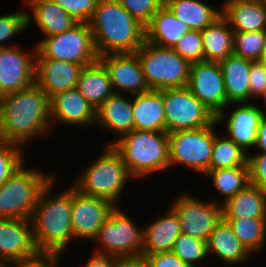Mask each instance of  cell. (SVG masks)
Instances as JSON below:
<instances>
[{"instance_id": "cell-41", "label": "cell", "mask_w": 266, "mask_h": 267, "mask_svg": "<svg viewBox=\"0 0 266 267\" xmlns=\"http://www.w3.org/2000/svg\"><path fill=\"white\" fill-rule=\"evenodd\" d=\"M60 5L78 23H89L99 0H51Z\"/></svg>"}, {"instance_id": "cell-35", "label": "cell", "mask_w": 266, "mask_h": 267, "mask_svg": "<svg viewBox=\"0 0 266 267\" xmlns=\"http://www.w3.org/2000/svg\"><path fill=\"white\" fill-rule=\"evenodd\" d=\"M246 249L252 253L263 247L266 233V218L224 219Z\"/></svg>"}, {"instance_id": "cell-47", "label": "cell", "mask_w": 266, "mask_h": 267, "mask_svg": "<svg viewBox=\"0 0 266 267\" xmlns=\"http://www.w3.org/2000/svg\"><path fill=\"white\" fill-rule=\"evenodd\" d=\"M120 260L109 253L96 251L84 267H115Z\"/></svg>"}, {"instance_id": "cell-43", "label": "cell", "mask_w": 266, "mask_h": 267, "mask_svg": "<svg viewBox=\"0 0 266 267\" xmlns=\"http://www.w3.org/2000/svg\"><path fill=\"white\" fill-rule=\"evenodd\" d=\"M250 183L266 193V153L248 156Z\"/></svg>"}, {"instance_id": "cell-12", "label": "cell", "mask_w": 266, "mask_h": 267, "mask_svg": "<svg viewBox=\"0 0 266 267\" xmlns=\"http://www.w3.org/2000/svg\"><path fill=\"white\" fill-rule=\"evenodd\" d=\"M187 88L216 116L217 123L223 120V108L230 103L227 101L224 78L218 62L192 63Z\"/></svg>"}, {"instance_id": "cell-31", "label": "cell", "mask_w": 266, "mask_h": 267, "mask_svg": "<svg viewBox=\"0 0 266 267\" xmlns=\"http://www.w3.org/2000/svg\"><path fill=\"white\" fill-rule=\"evenodd\" d=\"M164 5L190 30L202 31L222 15L199 0H164Z\"/></svg>"}, {"instance_id": "cell-49", "label": "cell", "mask_w": 266, "mask_h": 267, "mask_svg": "<svg viewBox=\"0 0 266 267\" xmlns=\"http://www.w3.org/2000/svg\"><path fill=\"white\" fill-rule=\"evenodd\" d=\"M115 267H144L139 260H122L117 263Z\"/></svg>"}, {"instance_id": "cell-20", "label": "cell", "mask_w": 266, "mask_h": 267, "mask_svg": "<svg viewBox=\"0 0 266 267\" xmlns=\"http://www.w3.org/2000/svg\"><path fill=\"white\" fill-rule=\"evenodd\" d=\"M253 61L234 54L218 62L224 78L227 101L233 105L250 99V68Z\"/></svg>"}, {"instance_id": "cell-1", "label": "cell", "mask_w": 266, "mask_h": 267, "mask_svg": "<svg viewBox=\"0 0 266 267\" xmlns=\"http://www.w3.org/2000/svg\"><path fill=\"white\" fill-rule=\"evenodd\" d=\"M49 118L50 99L35 83L5 94L0 107V140L23 145L36 134L50 130Z\"/></svg>"}, {"instance_id": "cell-9", "label": "cell", "mask_w": 266, "mask_h": 267, "mask_svg": "<svg viewBox=\"0 0 266 267\" xmlns=\"http://www.w3.org/2000/svg\"><path fill=\"white\" fill-rule=\"evenodd\" d=\"M216 124L215 120L203 128L168 133L169 165L186 164L203 174L209 171Z\"/></svg>"}, {"instance_id": "cell-16", "label": "cell", "mask_w": 266, "mask_h": 267, "mask_svg": "<svg viewBox=\"0 0 266 267\" xmlns=\"http://www.w3.org/2000/svg\"><path fill=\"white\" fill-rule=\"evenodd\" d=\"M34 83L51 99L58 93L76 88L81 71L91 64H77L35 58Z\"/></svg>"}, {"instance_id": "cell-18", "label": "cell", "mask_w": 266, "mask_h": 267, "mask_svg": "<svg viewBox=\"0 0 266 267\" xmlns=\"http://www.w3.org/2000/svg\"><path fill=\"white\" fill-rule=\"evenodd\" d=\"M36 251L30 219L0 218V262L5 267Z\"/></svg>"}, {"instance_id": "cell-48", "label": "cell", "mask_w": 266, "mask_h": 267, "mask_svg": "<svg viewBox=\"0 0 266 267\" xmlns=\"http://www.w3.org/2000/svg\"><path fill=\"white\" fill-rule=\"evenodd\" d=\"M255 146L266 153V115L260 120Z\"/></svg>"}, {"instance_id": "cell-51", "label": "cell", "mask_w": 266, "mask_h": 267, "mask_svg": "<svg viewBox=\"0 0 266 267\" xmlns=\"http://www.w3.org/2000/svg\"><path fill=\"white\" fill-rule=\"evenodd\" d=\"M4 97H5V94H4V92L0 88V107H1V103H2V101L4 99Z\"/></svg>"}, {"instance_id": "cell-29", "label": "cell", "mask_w": 266, "mask_h": 267, "mask_svg": "<svg viewBox=\"0 0 266 267\" xmlns=\"http://www.w3.org/2000/svg\"><path fill=\"white\" fill-rule=\"evenodd\" d=\"M214 251L225 264L241 263L251 254L223 218L210 234L207 253Z\"/></svg>"}, {"instance_id": "cell-8", "label": "cell", "mask_w": 266, "mask_h": 267, "mask_svg": "<svg viewBox=\"0 0 266 267\" xmlns=\"http://www.w3.org/2000/svg\"><path fill=\"white\" fill-rule=\"evenodd\" d=\"M35 58L94 64L99 56L89 23H77L70 30L46 37L36 45Z\"/></svg>"}, {"instance_id": "cell-34", "label": "cell", "mask_w": 266, "mask_h": 267, "mask_svg": "<svg viewBox=\"0 0 266 267\" xmlns=\"http://www.w3.org/2000/svg\"><path fill=\"white\" fill-rule=\"evenodd\" d=\"M207 174L212 176L214 187L225 196L222 203L250 184L249 166L209 170Z\"/></svg>"}, {"instance_id": "cell-14", "label": "cell", "mask_w": 266, "mask_h": 267, "mask_svg": "<svg viewBox=\"0 0 266 267\" xmlns=\"http://www.w3.org/2000/svg\"><path fill=\"white\" fill-rule=\"evenodd\" d=\"M72 187L71 226L74 238L94 239L117 205L107 199L80 193Z\"/></svg>"}, {"instance_id": "cell-23", "label": "cell", "mask_w": 266, "mask_h": 267, "mask_svg": "<svg viewBox=\"0 0 266 267\" xmlns=\"http://www.w3.org/2000/svg\"><path fill=\"white\" fill-rule=\"evenodd\" d=\"M266 115L260 107L243 104L229 115L226 123L228 138L245 151L255 146L260 120Z\"/></svg>"}, {"instance_id": "cell-40", "label": "cell", "mask_w": 266, "mask_h": 267, "mask_svg": "<svg viewBox=\"0 0 266 267\" xmlns=\"http://www.w3.org/2000/svg\"><path fill=\"white\" fill-rule=\"evenodd\" d=\"M135 19L146 26L164 0H117Z\"/></svg>"}, {"instance_id": "cell-5", "label": "cell", "mask_w": 266, "mask_h": 267, "mask_svg": "<svg viewBox=\"0 0 266 267\" xmlns=\"http://www.w3.org/2000/svg\"><path fill=\"white\" fill-rule=\"evenodd\" d=\"M54 179L23 164L0 186V218L31 219L43 189Z\"/></svg>"}, {"instance_id": "cell-17", "label": "cell", "mask_w": 266, "mask_h": 267, "mask_svg": "<svg viewBox=\"0 0 266 267\" xmlns=\"http://www.w3.org/2000/svg\"><path fill=\"white\" fill-rule=\"evenodd\" d=\"M99 61L106 68L113 89L126 90L133 96L150 91L136 53L105 54L99 56Z\"/></svg>"}, {"instance_id": "cell-30", "label": "cell", "mask_w": 266, "mask_h": 267, "mask_svg": "<svg viewBox=\"0 0 266 267\" xmlns=\"http://www.w3.org/2000/svg\"><path fill=\"white\" fill-rule=\"evenodd\" d=\"M221 16L201 31L204 61L220 62L233 54L234 30Z\"/></svg>"}, {"instance_id": "cell-46", "label": "cell", "mask_w": 266, "mask_h": 267, "mask_svg": "<svg viewBox=\"0 0 266 267\" xmlns=\"http://www.w3.org/2000/svg\"><path fill=\"white\" fill-rule=\"evenodd\" d=\"M250 97L259 96L266 90V67L258 61L251 63L250 74Z\"/></svg>"}, {"instance_id": "cell-42", "label": "cell", "mask_w": 266, "mask_h": 267, "mask_svg": "<svg viewBox=\"0 0 266 267\" xmlns=\"http://www.w3.org/2000/svg\"><path fill=\"white\" fill-rule=\"evenodd\" d=\"M31 23V17L26 12L3 15L0 17V42H4L24 30Z\"/></svg>"}, {"instance_id": "cell-13", "label": "cell", "mask_w": 266, "mask_h": 267, "mask_svg": "<svg viewBox=\"0 0 266 267\" xmlns=\"http://www.w3.org/2000/svg\"><path fill=\"white\" fill-rule=\"evenodd\" d=\"M222 203H203L188 195H181L171 206L180 222L181 233L208 241L210 234L222 220Z\"/></svg>"}, {"instance_id": "cell-33", "label": "cell", "mask_w": 266, "mask_h": 267, "mask_svg": "<svg viewBox=\"0 0 266 267\" xmlns=\"http://www.w3.org/2000/svg\"><path fill=\"white\" fill-rule=\"evenodd\" d=\"M248 166L246 151L230 138H220L214 132L210 170Z\"/></svg>"}, {"instance_id": "cell-11", "label": "cell", "mask_w": 266, "mask_h": 267, "mask_svg": "<svg viewBox=\"0 0 266 267\" xmlns=\"http://www.w3.org/2000/svg\"><path fill=\"white\" fill-rule=\"evenodd\" d=\"M165 132L190 130L211 125L216 116L187 87L163 90Z\"/></svg>"}, {"instance_id": "cell-15", "label": "cell", "mask_w": 266, "mask_h": 267, "mask_svg": "<svg viewBox=\"0 0 266 267\" xmlns=\"http://www.w3.org/2000/svg\"><path fill=\"white\" fill-rule=\"evenodd\" d=\"M34 54L17 47L0 45V88L4 94L26 89L34 84L36 46ZM33 57V58H32Z\"/></svg>"}, {"instance_id": "cell-4", "label": "cell", "mask_w": 266, "mask_h": 267, "mask_svg": "<svg viewBox=\"0 0 266 267\" xmlns=\"http://www.w3.org/2000/svg\"><path fill=\"white\" fill-rule=\"evenodd\" d=\"M133 177L168 168V133L133 130L111 142Z\"/></svg>"}, {"instance_id": "cell-2", "label": "cell", "mask_w": 266, "mask_h": 267, "mask_svg": "<svg viewBox=\"0 0 266 267\" xmlns=\"http://www.w3.org/2000/svg\"><path fill=\"white\" fill-rule=\"evenodd\" d=\"M89 25L98 56L136 53L145 42V26L117 0H99Z\"/></svg>"}, {"instance_id": "cell-44", "label": "cell", "mask_w": 266, "mask_h": 267, "mask_svg": "<svg viewBox=\"0 0 266 267\" xmlns=\"http://www.w3.org/2000/svg\"><path fill=\"white\" fill-rule=\"evenodd\" d=\"M59 255L52 251L37 250L30 256L16 260L13 264H17V267H55Z\"/></svg>"}, {"instance_id": "cell-28", "label": "cell", "mask_w": 266, "mask_h": 267, "mask_svg": "<svg viewBox=\"0 0 266 267\" xmlns=\"http://www.w3.org/2000/svg\"><path fill=\"white\" fill-rule=\"evenodd\" d=\"M96 122L111 129L120 137L133 131L132 102L119 93L113 94L96 110Z\"/></svg>"}, {"instance_id": "cell-37", "label": "cell", "mask_w": 266, "mask_h": 267, "mask_svg": "<svg viewBox=\"0 0 266 267\" xmlns=\"http://www.w3.org/2000/svg\"><path fill=\"white\" fill-rule=\"evenodd\" d=\"M172 251L188 266H195L196 261L206 258L207 242L181 233L174 243ZM194 263V264H193Z\"/></svg>"}, {"instance_id": "cell-53", "label": "cell", "mask_w": 266, "mask_h": 267, "mask_svg": "<svg viewBox=\"0 0 266 267\" xmlns=\"http://www.w3.org/2000/svg\"><path fill=\"white\" fill-rule=\"evenodd\" d=\"M260 2L266 8V0H260Z\"/></svg>"}, {"instance_id": "cell-36", "label": "cell", "mask_w": 266, "mask_h": 267, "mask_svg": "<svg viewBox=\"0 0 266 267\" xmlns=\"http://www.w3.org/2000/svg\"><path fill=\"white\" fill-rule=\"evenodd\" d=\"M266 42V30L234 32L233 54L257 61Z\"/></svg>"}, {"instance_id": "cell-39", "label": "cell", "mask_w": 266, "mask_h": 267, "mask_svg": "<svg viewBox=\"0 0 266 267\" xmlns=\"http://www.w3.org/2000/svg\"><path fill=\"white\" fill-rule=\"evenodd\" d=\"M20 145L0 140V186L23 164Z\"/></svg>"}, {"instance_id": "cell-27", "label": "cell", "mask_w": 266, "mask_h": 267, "mask_svg": "<svg viewBox=\"0 0 266 267\" xmlns=\"http://www.w3.org/2000/svg\"><path fill=\"white\" fill-rule=\"evenodd\" d=\"M222 216L223 219L266 218V193L250 183L222 204Z\"/></svg>"}, {"instance_id": "cell-6", "label": "cell", "mask_w": 266, "mask_h": 267, "mask_svg": "<svg viewBox=\"0 0 266 267\" xmlns=\"http://www.w3.org/2000/svg\"><path fill=\"white\" fill-rule=\"evenodd\" d=\"M136 54L150 90L187 87L192 64L173 49L145 41Z\"/></svg>"}, {"instance_id": "cell-19", "label": "cell", "mask_w": 266, "mask_h": 267, "mask_svg": "<svg viewBox=\"0 0 266 267\" xmlns=\"http://www.w3.org/2000/svg\"><path fill=\"white\" fill-rule=\"evenodd\" d=\"M50 117L75 125L96 123V110L74 88L50 99Z\"/></svg>"}, {"instance_id": "cell-25", "label": "cell", "mask_w": 266, "mask_h": 267, "mask_svg": "<svg viewBox=\"0 0 266 267\" xmlns=\"http://www.w3.org/2000/svg\"><path fill=\"white\" fill-rule=\"evenodd\" d=\"M180 234L179 219L171 209L163 218L155 220L143 229L142 256L172 251Z\"/></svg>"}, {"instance_id": "cell-45", "label": "cell", "mask_w": 266, "mask_h": 267, "mask_svg": "<svg viewBox=\"0 0 266 267\" xmlns=\"http://www.w3.org/2000/svg\"><path fill=\"white\" fill-rule=\"evenodd\" d=\"M144 267H190L173 251L145 255L140 258Z\"/></svg>"}, {"instance_id": "cell-3", "label": "cell", "mask_w": 266, "mask_h": 267, "mask_svg": "<svg viewBox=\"0 0 266 267\" xmlns=\"http://www.w3.org/2000/svg\"><path fill=\"white\" fill-rule=\"evenodd\" d=\"M52 183L54 179L43 189L30 220L37 250L60 254L74 238L71 226L72 188L55 198L49 197Z\"/></svg>"}, {"instance_id": "cell-7", "label": "cell", "mask_w": 266, "mask_h": 267, "mask_svg": "<svg viewBox=\"0 0 266 267\" xmlns=\"http://www.w3.org/2000/svg\"><path fill=\"white\" fill-rule=\"evenodd\" d=\"M131 176L120 154L108 144L105 153L89 166L73 187L82 194L107 199L115 205Z\"/></svg>"}, {"instance_id": "cell-26", "label": "cell", "mask_w": 266, "mask_h": 267, "mask_svg": "<svg viewBox=\"0 0 266 267\" xmlns=\"http://www.w3.org/2000/svg\"><path fill=\"white\" fill-rule=\"evenodd\" d=\"M76 89L95 110L110 96L118 94L113 91L115 89H113L109 74L99 60L83 68Z\"/></svg>"}, {"instance_id": "cell-38", "label": "cell", "mask_w": 266, "mask_h": 267, "mask_svg": "<svg viewBox=\"0 0 266 267\" xmlns=\"http://www.w3.org/2000/svg\"><path fill=\"white\" fill-rule=\"evenodd\" d=\"M202 43L201 31L190 30L180 38L173 50L192 64L204 61Z\"/></svg>"}, {"instance_id": "cell-22", "label": "cell", "mask_w": 266, "mask_h": 267, "mask_svg": "<svg viewBox=\"0 0 266 267\" xmlns=\"http://www.w3.org/2000/svg\"><path fill=\"white\" fill-rule=\"evenodd\" d=\"M134 96V130L165 132L163 90H150Z\"/></svg>"}, {"instance_id": "cell-52", "label": "cell", "mask_w": 266, "mask_h": 267, "mask_svg": "<svg viewBox=\"0 0 266 267\" xmlns=\"http://www.w3.org/2000/svg\"><path fill=\"white\" fill-rule=\"evenodd\" d=\"M260 96L264 98L266 104V90Z\"/></svg>"}, {"instance_id": "cell-21", "label": "cell", "mask_w": 266, "mask_h": 267, "mask_svg": "<svg viewBox=\"0 0 266 267\" xmlns=\"http://www.w3.org/2000/svg\"><path fill=\"white\" fill-rule=\"evenodd\" d=\"M223 7L221 16L234 32L266 30V8L260 0H227Z\"/></svg>"}, {"instance_id": "cell-24", "label": "cell", "mask_w": 266, "mask_h": 267, "mask_svg": "<svg viewBox=\"0 0 266 267\" xmlns=\"http://www.w3.org/2000/svg\"><path fill=\"white\" fill-rule=\"evenodd\" d=\"M190 28L163 5L145 26V41L163 48L173 49Z\"/></svg>"}, {"instance_id": "cell-32", "label": "cell", "mask_w": 266, "mask_h": 267, "mask_svg": "<svg viewBox=\"0 0 266 267\" xmlns=\"http://www.w3.org/2000/svg\"><path fill=\"white\" fill-rule=\"evenodd\" d=\"M38 27L51 36L70 30L78 22L66 10L51 0H29Z\"/></svg>"}, {"instance_id": "cell-50", "label": "cell", "mask_w": 266, "mask_h": 267, "mask_svg": "<svg viewBox=\"0 0 266 267\" xmlns=\"http://www.w3.org/2000/svg\"><path fill=\"white\" fill-rule=\"evenodd\" d=\"M257 61L266 67V42L262 49L261 55Z\"/></svg>"}, {"instance_id": "cell-10", "label": "cell", "mask_w": 266, "mask_h": 267, "mask_svg": "<svg viewBox=\"0 0 266 267\" xmlns=\"http://www.w3.org/2000/svg\"><path fill=\"white\" fill-rule=\"evenodd\" d=\"M94 240L102 243V252L122 260H139L143 250V229L128 218L123 211L114 208L100 227Z\"/></svg>"}]
</instances>
